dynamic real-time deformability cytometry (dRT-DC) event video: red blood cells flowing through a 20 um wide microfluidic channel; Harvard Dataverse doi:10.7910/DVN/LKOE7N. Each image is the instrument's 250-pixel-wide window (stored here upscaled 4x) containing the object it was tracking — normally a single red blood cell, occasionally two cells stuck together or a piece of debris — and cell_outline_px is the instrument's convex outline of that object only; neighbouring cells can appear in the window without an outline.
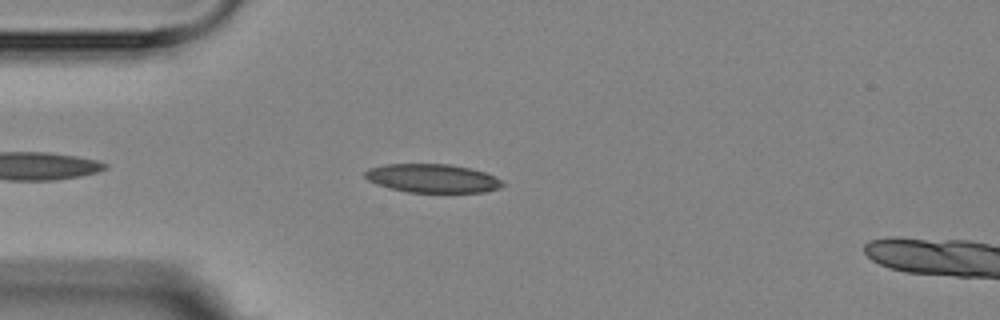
{"species": "Egyptian fruit bat (a non-hibernating species)", "species_latin": "Rousettus aegyptiacus", "temperature_condition": "room temperature", "stored_images_in_passage": 4, "camera_frame_rate_fps": 3000, "um_per_image_px": 0.085, "animal": {"sex": "female"}, "frame": {"image": 1, "passage_image": 3, "time_ms": 2.333, "image_size_px": [1000, 320], "cell_outline_px": [[508, 184], [500, 188], [484, 192], [408, 192], [376, 184], [368, 180], [364, 176], [364, 172], [368, 168], [384, 164], [448, 164], [472, 168], [484, 172]], "centroid_in_image_um": [36.76, 15.15], "position_along_channel_um": 48.2, "area_um2": 22.95}}